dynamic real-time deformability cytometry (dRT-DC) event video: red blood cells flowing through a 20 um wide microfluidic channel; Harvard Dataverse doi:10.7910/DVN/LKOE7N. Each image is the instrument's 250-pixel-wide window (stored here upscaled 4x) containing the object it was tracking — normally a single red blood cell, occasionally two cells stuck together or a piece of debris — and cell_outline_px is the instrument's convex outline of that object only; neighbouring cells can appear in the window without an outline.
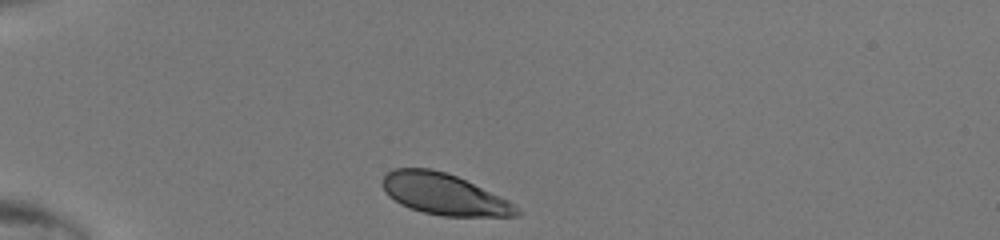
{"species": "human", "species_latin": "Homo sapiens", "temperature_condition": "room temperature", "stored_images_in_passage": 30, "camera_frame_rate_fps": 3000, "um_per_image_px": 0.085, "donor": {"sex": "male"}, "frame": {"image": 1, "passage_image": 1, "time_ms": 0.0, "image_size_px": [1000, 240], "cell_outline_px": [[524, 212], [520, 216], [444, 216], [424, 212], [400, 204], [388, 196], [384, 192], [380, 180], [388, 172], [396, 168], [432, 168], [456, 176], [508, 200], [516, 204]], "centroid_in_image_um": [37.75, 16.51], "position_along_channel_um": 47.2, "area_um2": 32.25}}
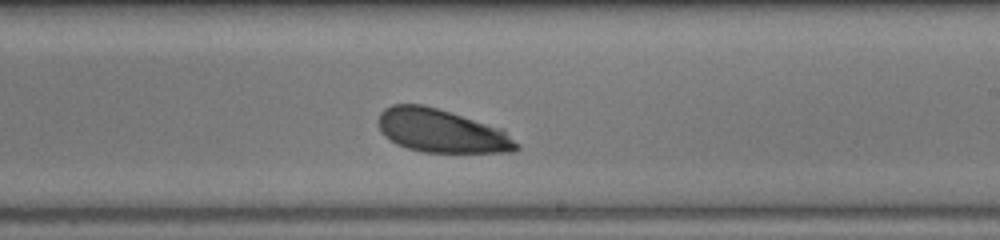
{"frame": {"image": 2, "passage_image": 18, "time_ms": 5.667, "image_size_px": [1000, 240], "cell_outline_px": [[520, 148], [516, 152], [420, 152], [396, 144], [384, 136], [380, 132], [376, 120], [380, 112], [384, 108], [392, 104], [424, 104], [504, 128], [520, 144]], "centroid_in_image_um": [37.54, 11.12], "position_along_channel_um": 251.5, "area_um2": 35.6}}
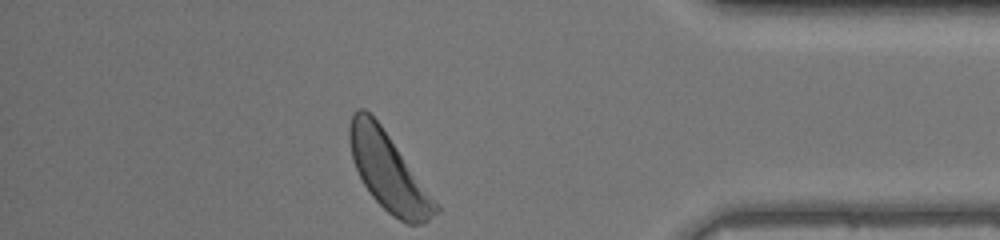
{"frame": {"image": 3, "passage_image": 30, "time_ms": 9.667, "image_size_px": [1000, 240], "cell_outline_px": [[440, 212], [428, 220], [420, 224], [408, 224], [392, 216], [372, 196], [364, 184], [352, 160], [348, 136], [348, 128], [352, 112], [356, 108], [364, 108], [380, 124], [440, 204]], "centroid_in_image_um": [33.03, 14.6], "position_along_channel_um": 402.2, "area_um2": 38.96}}